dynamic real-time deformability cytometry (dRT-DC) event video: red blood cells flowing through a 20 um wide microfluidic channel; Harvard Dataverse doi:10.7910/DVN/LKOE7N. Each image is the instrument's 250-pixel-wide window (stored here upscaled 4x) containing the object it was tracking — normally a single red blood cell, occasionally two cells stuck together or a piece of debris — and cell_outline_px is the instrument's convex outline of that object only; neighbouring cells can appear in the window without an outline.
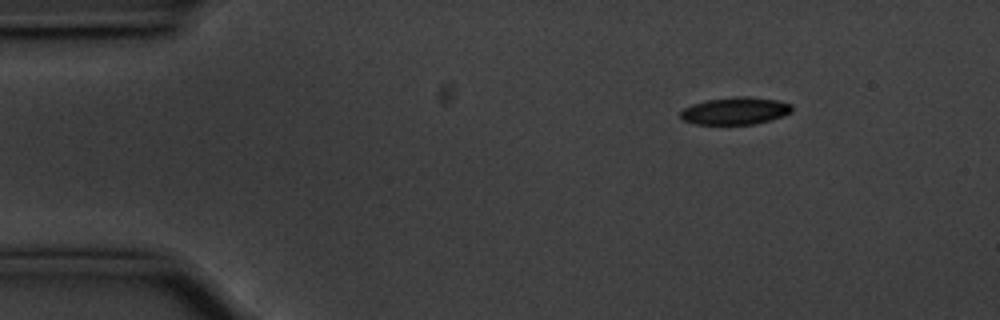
{"species": "common noctule bat (a hibernating species)", "species_latin": "Nyctalus noctula", "temperature_condition": "cold", "stored_images_in_passage": 50, "camera_frame_rate_fps": 3000, "um_per_image_px": 0.085, "animal": {"sex": "male", "body_mass_g": 20.1, "forearm_length_mm": 53.5}, "frame": {"image": 1, "passage_image": 2, "time_ms": 0.333, "image_size_px": [1000, 320], "cell_outline_px": [[792, 112], [784, 116], [752, 124], [696, 124], [684, 120], [680, 116], [680, 112], [684, 108], [692, 104], [704, 100], [732, 96], [748, 96], [776, 100], [792, 104]], "centroid_in_image_um": [62.49, 9.41], "position_along_channel_um": 22.5, "area_um2": 17.8}}
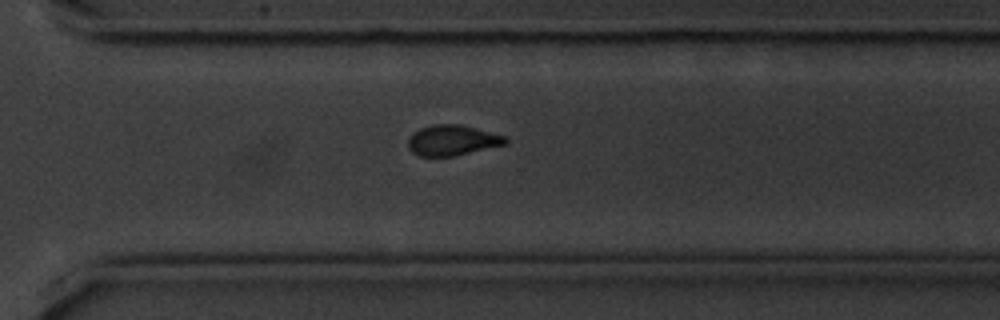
{"frame": {"image": 2, "passage_image": 34, "time_ms": 11.0, "image_size_px": [1000, 320], "cell_outline_px": [[508, 140], [504, 144], [452, 156], [420, 156], [412, 152], [408, 148], [408, 140], [420, 128], [432, 124], [460, 124], [508, 136]], "centroid_in_image_um": [38.45, 11.91], "position_along_channel_um": 332.2, "area_um2": 17.05}}
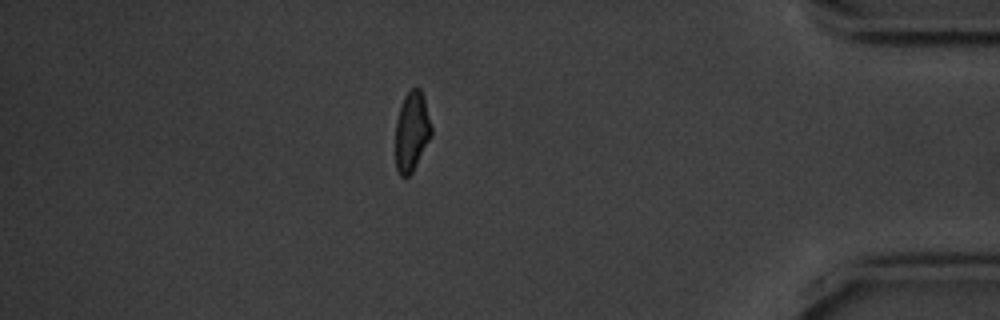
{"frame": {"image": 3, "passage_image": 43, "time_ms": 14.0, "image_size_px": [1000, 320], "cell_outline_px": [[432, 136], [412, 172], [408, 176], [400, 176], [396, 168], [396, 120], [404, 96], [412, 88], [420, 88], [424, 96], [432, 128]], "centroid_in_image_um": [35.01, 11.17], "position_along_channel_um": 400.2, "area_um2": 16.65}, "authors_computed_cell_mechanics": {"area_um2": 17.8313, "velocity_mm_per_s": 3.5572, "shape_relaxation_time_tau1_ms": 2.7659, "shape_relaxation_time_tau2_ms": 5.5357, "deformation_change_tau1": 0.1145, "deformation_change_tau2": 0.1063}}